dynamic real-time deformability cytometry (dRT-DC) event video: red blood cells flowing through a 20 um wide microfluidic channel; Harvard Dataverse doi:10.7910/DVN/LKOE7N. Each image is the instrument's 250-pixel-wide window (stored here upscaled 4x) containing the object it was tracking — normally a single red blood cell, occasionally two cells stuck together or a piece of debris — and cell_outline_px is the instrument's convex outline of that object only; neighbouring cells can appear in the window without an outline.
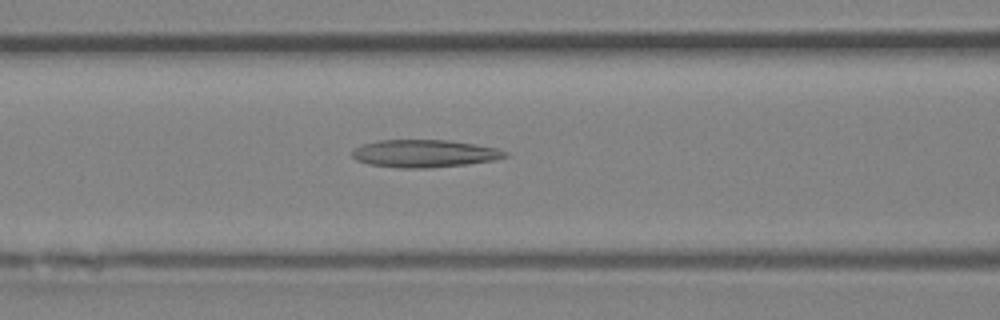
{"species": "Egyptian fruit bat (a non-hibernating species)", "species_latin": "Rousettus aegyptiacus", "temperature_condition": "room temperature", "stored_images_in_passage": 35, "camera_frame_rate_fps": 3000, "um_per_image_px": 0.085, "animal": {"sex": "female"}, "frame": {"image": 1, "passage_image": 10, "time_ms": 3.0, "image_size_px": [1000, 320], "cell_outline_px": [[508, 156], [496, 160], [468, 164], [432, 168], [400, 168], [368, 164], [356, 160], [352, 156], [352, 152], [356, 148], [364, 144], [376, 140], [448, 140], [476, 144], [496, 148], [508, 152]], "centroid_in_image_um": [36.1, 13.05], "position_along_channel_um": 130.5, "area_um2": 24.74}}
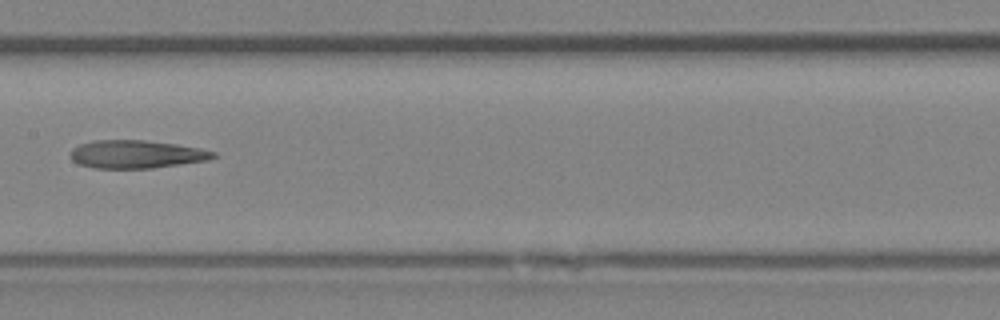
{"frame": {"image": 2, "passage_image": 14, "time_ms": 4.333, "image_size_px": [1000, 320], "cell_outline_px": [[216, 156], [208, 160], [152, 168], [92, 168], [80, 164], [72, 160], [72, 148], [80, 144], [96, 140], [144, 140], [176, 144], [200, 148], [216, 152]], "centroid_in_image_um": [11.61, 13.11], "position_along_channel_um": 195.8, "area_um2": 23.18}}
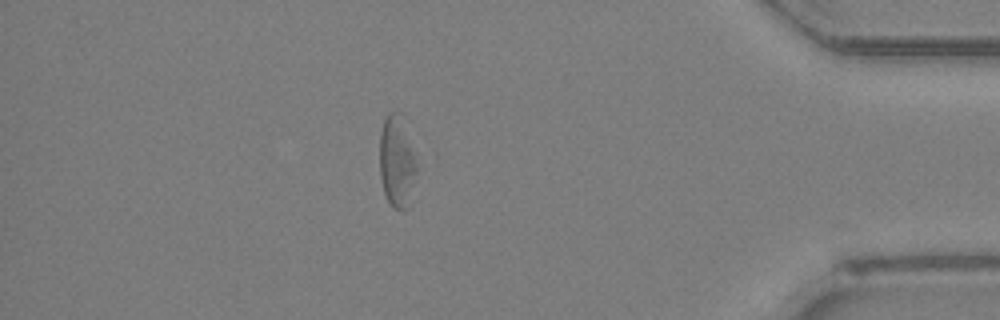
{"frame": {"image": 3, "passage_image": 29, "time_ms": 9.333, "image_size_px": [1000, 320], "cell_outline_px": [[424, 160], [408, 208], [392, 208], [388, 204], [384, 192], [380, 176], [380, 132], [384, 120], [388, 112], [392, 112], [424, 156]], "centroid_in_image_um": [33.87, 13.85], "position_along_channel_um": 401.3, "area_um2": 21.1}}